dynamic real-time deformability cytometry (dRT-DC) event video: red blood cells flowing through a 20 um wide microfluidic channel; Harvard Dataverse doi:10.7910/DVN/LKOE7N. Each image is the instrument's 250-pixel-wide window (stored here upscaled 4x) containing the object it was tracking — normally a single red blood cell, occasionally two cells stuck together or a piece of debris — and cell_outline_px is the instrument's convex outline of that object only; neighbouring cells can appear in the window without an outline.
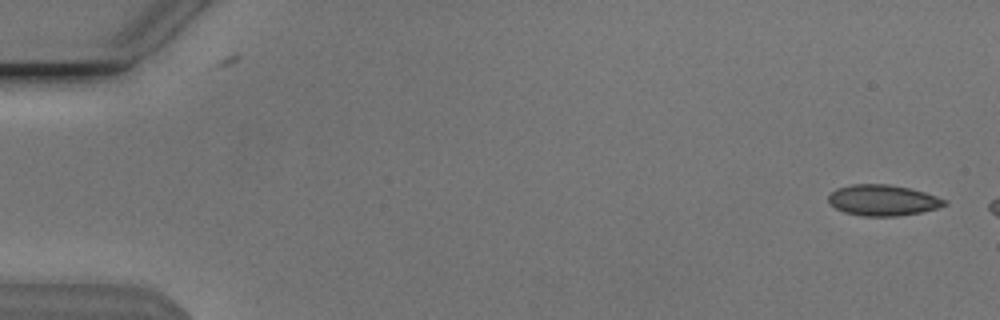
{"species": "Egyptian fruit bat (a non-hibernating species)", "species_latin": "Rousettus aegyptiacus", "temperature_condition": "cold", "stored_images_in_passage": 12, "camera_frame_rate_fps": 3000, "um_per_image_px": 0.085, "animal": {"sex": "male"}, "frame": {"image": 1, "passage_image": 1, "time_ms": 0.0, "image_size_px": [1000, 320], "cell_outline_px": [[948, 204], [936, 208], [920, 212], [896, 216], [860, 216], [844, 212], [836, 208], [828, 200], [828, 196], [836, 188], [852, 184], [888, 184], [912, 188], [948, 200]], "centroid_in_image_um": [75.05, 17.01], "position_along_channel_um": 10.0, "area_um2": 20.92}}